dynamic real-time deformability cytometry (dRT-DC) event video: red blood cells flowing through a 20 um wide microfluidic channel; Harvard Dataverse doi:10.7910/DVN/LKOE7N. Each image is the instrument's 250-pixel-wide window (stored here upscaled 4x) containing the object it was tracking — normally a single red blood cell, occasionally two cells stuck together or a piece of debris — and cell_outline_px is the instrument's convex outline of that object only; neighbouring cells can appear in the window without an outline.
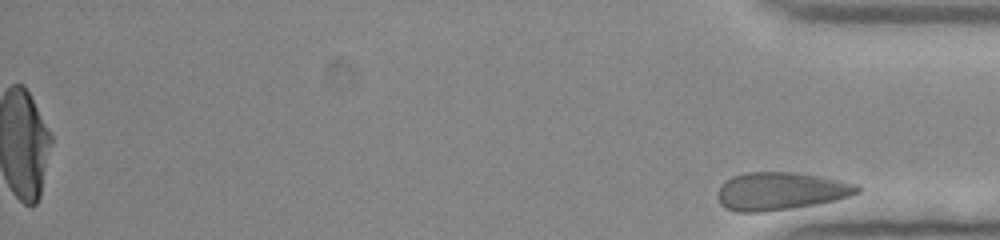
{"species": "human", "species_latin": "Homo sapiens", "temperature_condition": "room temperature", "stored_images_in_passage": 50, "segment_of_instrument_passage": [2, 2], "camera_frame_rate_fps": 3000, "um_per_image_px": 0.085, "donor": {"sex": "female"}, "frame": {"image": 1, "passage_image": 50, "time_ms": 16.333, "image_size_px": [1000, 240], "cell_outline_px": [[860, 192], [852, 196], [820, 204], [764, 212], [736, 212], [724, 208], [720, 204], [716, 196], [716, 192], [720, 184], [724, 180], [732, 176], [744, 172], [792, 172], [824, 176], [860, 184]], "centroid_in_image_um": [66.35, 16.24], "position_along_channel_um": 368.8, "area_um2": 31.67}}